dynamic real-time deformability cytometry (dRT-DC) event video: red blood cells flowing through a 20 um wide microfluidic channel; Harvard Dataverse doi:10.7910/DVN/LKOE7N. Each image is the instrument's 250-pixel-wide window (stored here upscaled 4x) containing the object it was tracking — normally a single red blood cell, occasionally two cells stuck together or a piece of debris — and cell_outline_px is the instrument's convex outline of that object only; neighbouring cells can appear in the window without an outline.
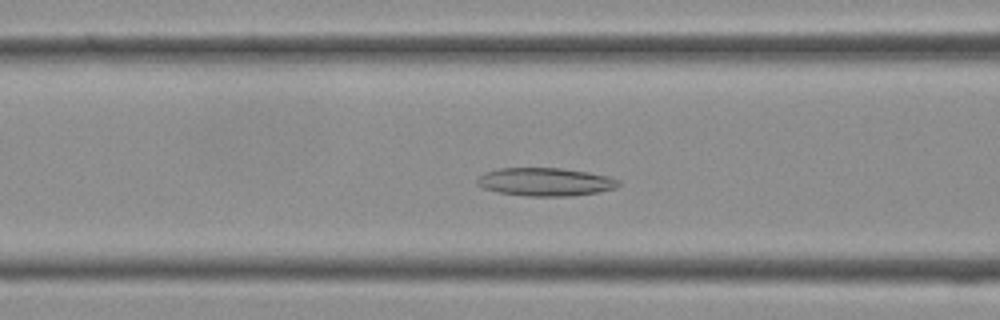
{"species": "Egyptian fruit bat (a non-hibernating species)", "species_latin": "Rousettus aegyptiacus", "temperature_condition": "cold", "stored_images_in_passage": 38, "camera_frame_rate_fps": 3000, "um_per_image_px": 0.085, "frame": {"image": 1, "passage_image": 14, "time_ms": 4.333, "image_size_px": [1000, 320], "cell_outline_px": [[620, 184], [616, 188], [600, 192], [572, 196], [528, 196], [496, 192], [484, 188], [476, 184], [476, 180], [484, 172], [500, 168], [560, 168], [588, 172], [608, 176], [620, 180]], "centroid_in_image_um": [46.36, 15.46], "position_along_channel_um": 120.2, "area_um2": 23.35}}
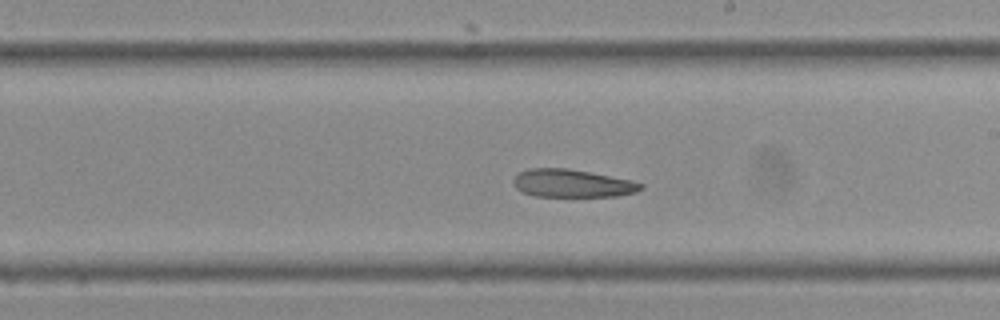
{"frame": {"image": 2, "passage_image": 21, "time_ms": 6.667, "image_size_px": [1000, 320], "cell_outline_px": [[644, 188], [636, 192], [616, 196], [536, 196], [524, 192], [516, 188], [512, 184], [512, 180], [520, 172], [528, 168], [568, 168], [632, 180], [644, 184]], "centroid_in_image_um": [48.65, 15.58], "position_along_channel_um": 240.4, "area_um2": 20.69}}
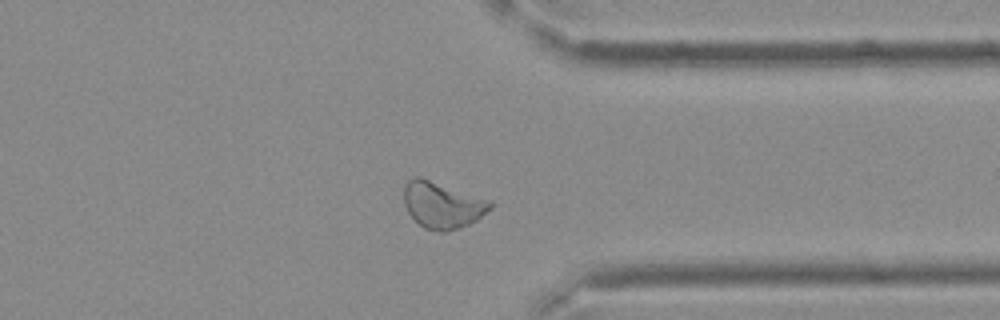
{"frame": {"image": 3, "passage_image": 29, "time_ms": 9.333, "image_size_px": [1000, 320], "cell_outline_px": [[492, 208], [476, 220], [460, 228], [448, 232], [440, 232], [424, 228], [408, 212], [404, 204], [404, 184], [408, 180], [416, 176], [420, 176], [492, 200]], "centroid_in_image_um": [37.61, 17.41], "position_along_channel_um": 373.8, "area_um2": 23.58}}